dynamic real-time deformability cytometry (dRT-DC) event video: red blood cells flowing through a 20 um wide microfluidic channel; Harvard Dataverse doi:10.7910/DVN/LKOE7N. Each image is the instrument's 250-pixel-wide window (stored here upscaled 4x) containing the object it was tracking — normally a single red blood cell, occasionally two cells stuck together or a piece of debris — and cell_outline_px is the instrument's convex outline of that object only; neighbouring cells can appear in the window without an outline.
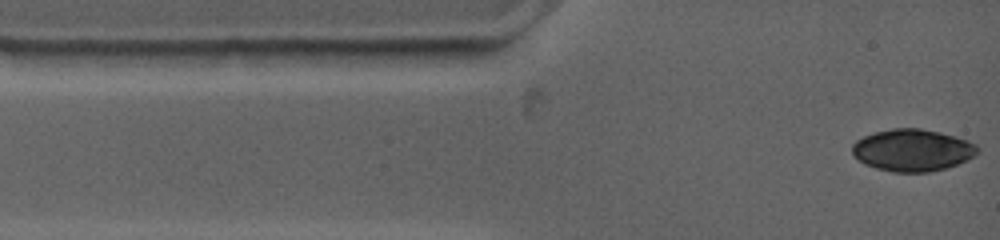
{"species": "common noctule bat (a hibernating species)", "species_latin": "Nyctalus noctula", "temperature_condition": "warm", "stored_images_in_passage": 5, "camera_frame_rate_fps": 4500, "um_per_image_px": 0.085, "animal": {"sex": "female", "body_mass_g": 19.0, "forearm_length_mm": 53.3}, "frame": {"image": 1, "passage_image": 1, "time_ms": 0.0, "image_size_px": [1000, 240], "cell_outline_px": [[976, 152], [972, 156], [956, 164], [944, 168], [928, 172], [892, 172], [876, 168], [864, 164], [852, 152], [852, 144], [856, 140], [864, 136], [876, 132], [892, 128], [920, 128], [940, 132], [976, 144]], "centroid_in_image_um": [77.49, 12.76], "position_along_channel_um": 7.5, "area_um2": 30.17}}